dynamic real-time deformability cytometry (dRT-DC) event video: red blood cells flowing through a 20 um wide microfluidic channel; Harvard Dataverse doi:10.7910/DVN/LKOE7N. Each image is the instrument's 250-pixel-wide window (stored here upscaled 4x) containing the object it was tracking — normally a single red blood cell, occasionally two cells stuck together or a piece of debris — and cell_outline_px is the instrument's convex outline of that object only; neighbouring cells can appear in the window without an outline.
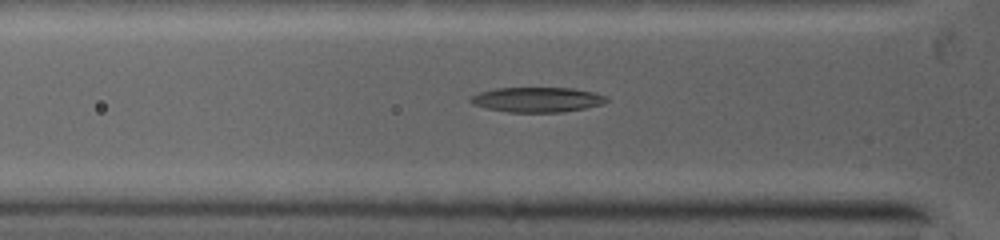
{"species": "common noctule bat (a hibernating species)", "species_latin": "Nyctalus noctula", "temperature_condition": "warm", "stored_images_in_passage": 56, "segment_of_instrument_passage": [1, 2], "camera_frame_rate_fps": 5000, "um_per_image_px": 0.085, "animal": {"sex": "female", "body_mass_g": 19.0, "forearm_length_mm": 53.3}, "frame": {"image": 1, "passage_image": 2, "time_ms": 0.2, "image_size_px": [1000, 240], "cell_outline_px": [[608, 100], [600, 104], [584, 108], [564, 112], [508, 112], [488, 108], [472, 104], [468, 100], [472, 96], [480, 92], [496, 88], [572, 88], [592, 92], [604, 96]], "centroid_in_image_um": [45.62, 8.47], "position_along_channel_um": 80.2, "area_um2": 19.48}}
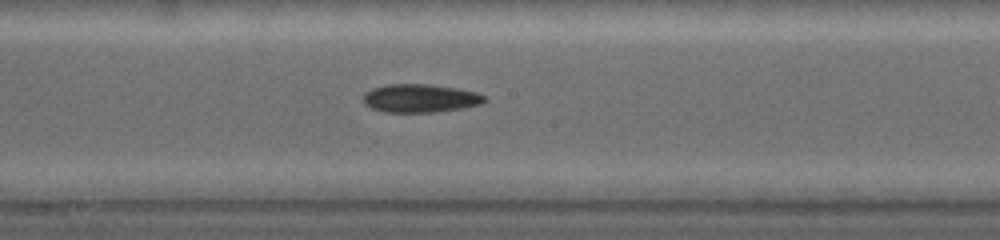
{"frame": {"image": 2, "passage_image": 21, "time_ms": 3.2, "image_size_px": [1000, 240], "cell_outline_px": [[484, 100], [476, 104], [460, 108], [436, 112], [384, 112], [372, 108], [364, 104], [364, 96], [372, 88], [388, 84], [428, 84], [456, 88], [476, 92], [484, 96]], "centroid_in_image_um": [35.66, 8.35], "position_along_channel_um": 212.5, "area_um2": 19.59}}
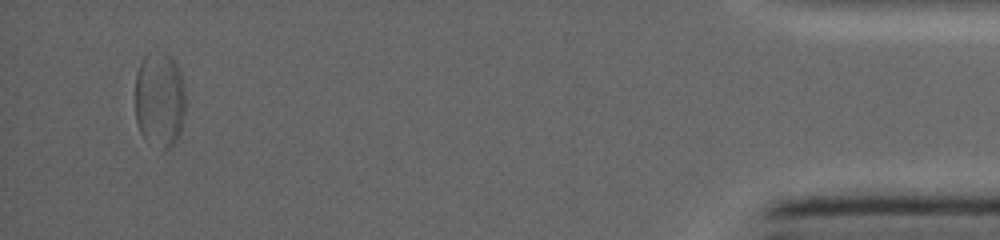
{"frame": {"image": 3, "passage_image": 49, "time_ms": 10.2, "image_size_px": [1000, 240], "cell_outline_px": [[184, 112], [180, 132], [164, 148], [144, 136], [140, 132], [136, 120], [136, 76], [140, 64], [144, 60], [168, 56], [172, 56], [176, 60], [180, 72], [184, 88]], "centroid_in_image_um": [13.58, 8.48], "position_along_channel_um": 421.6, "area_um2": 26.36}}